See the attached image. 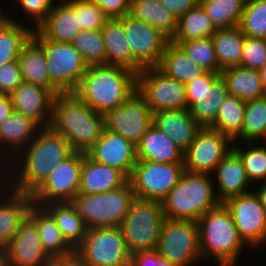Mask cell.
<instances>
[{
	"mask_svg": "<svg viewBox=\"0 0 266 266\" xmlns=\"http://www.w3.org/2000/svg\"><path fill=\"white\" fill-rule=\"evenodd\" d=\"M33 142L29 143L17 171L18 179L12 189L18 192L31 194L52 172V170L67 159L74 151L70 143L60 134L49 127L41 128ZM22 165V166H21ZM22 167V168H21ZM20 177V178H19Z\"/></svg>",
	"mask_w": 266,
	"mask_h": 266,
	"instance_id": "3",
	"label": "cell"
},
{
	"mask_svg": "<svg viewBox=\"0 0 266 266\" xmlns=\"http://www.w3.org/2000/svg\"><path fill=\"white\" fill-rule=\"evenodd\" d=\"M259 73H260V77L262 80L263 91H264L265 96H266V66L263 67L262 69H260Z\"/></svg>",
	"mask_w": 266,
	"mask_h": 266,
	"instance_id": "58",
	"label": "cell"
},
{
	"mask_svg": "<svg viewBox=\"0 0 266 266\" xmlns=\"http://www.w3.org/2000/svg\"><path fill=\"white\" fill-rule=\"evenodd\" d=\"M164 220L161 201L135 197L120 225L129 253L157 249Z\"/></svg>",
	"mask_w": 266,
	"mask_h": 266,
	"instance_id": "7",
	"label": "cell"
},
{
	"mask_svg": "<svg viewBox=\"0 0 266 266\" xmlns=\"http://www.w3.org/2000/svg\"><path fill=\"white\" fill-rule=\"evenodd\" d=\"M216 190L209 173L184 171L177 185L161 201L165 218L196 222L218 207Z\"/></svg>",
	"mask_w": 266,
	"mask_h": 266,
	"instance_id": "4",
	"label": "cell"
},
{
	"mask_svg": "<svg viewBox=\"0 0 266 266\" xmlns=\"http://www.w3.org/2000/svg\"><path fill=\"white\" fill-rule=\"evenodd\" d=\"M61 2L53 6L46 19L34 29L48 40L70 43L82 30L74 9L65 0Z\"/></svg>",
	"mask_w": 266,
	"mask_h": 266,
	"instance_id": "29",
	"label": "cell"
},
{
	"mask_svg": "<svg viewBox=\"0 0 266 266\" xmlns=\"http://www.w3.org/2000/svg\"><path fill=\"white\" fill-rule=\"evenodd\" d=\"M129 14L153 26L169 41L178 29V19L160 0H130Z\"/></svg>",
	"mask_w": 266,
	"mask_h": 266,
	"instance_id": "30",
	"label": "cell"
},
{
	"mask_svg": "<svg viewBox=\"0 0 266 266\" xmlns=\"http://www.w3.org/2000/svg\"><path fill=\"white\" fill-rule=\"evenodd\" d=\"M220 76L231 96L244 101L265 96L259 70L239 65L222 69Z\"/></svg>",
	"mask_w": 266,
	"mask_h": 266,
	"instance_id": "31",
	"label": "cell"
},
{
	"mask_svg": "<svg viewBox=\"0 0 266 266\" xmlns=\"http://www.w3.org/2000/svg\"><path fill=\"white\" fill-rule=\"evenodd\" d=\"M105 129L121 135L135 146L153 125V112L136 91L118 107L104 114Z\"/></svg>",
	"mask_w": 266,
	"mask_h": 266,
	"instance_id": "14",
	"label": "cell"
},
{
	"mask_svg": "<svg viewBox=\"0 0 266 266\" xmlns=\"http://www.w3.org/2000/svg\"><path fill=\"white\" fill-rule=\"evenodd\" d=\"M41 127L42 125L35 119L26 116L22 113L14 111L6 119V121H4L0 125V143L2 145H6L5 143H7L9 144V146H12V148L16 149L17 147L18 149H20L19 146H21L22 150L23 147H26L29 143H31L35 139L38 132L41 131L40 129ZM2 145L0 146V148L5 147Z\"/></svg>",
	"mask_w": 266,
	"mask_h": 266,
	"instance_id": "35",
	"label": "cell"
},
{
	"mask_svg": "<svg viewBox=\"0 0 266 266\" xmlns=\"http://www.w3.org/2000/svg\"><path fill=\"white\" fill-rule=\"evenodd\" d=\"M184 171V163L137 160L128 181L136 198L162 201Z\"/></svg>",
	"mask_w": 266,
	"mask_h": 266,
	"instance_id": "11",
	"label": "cell"
},
{
	"mask_svg": "<svg viewBox=\"0 0 266 266\" xmlns=\"http://www.w3.org/2000/svg\"><path fill=\"white\" fill-rule=\"evenodd\" d=\"M265 182V183H264ZM263 184L259 187V190L254 191L257 197L260 200L261 205L266 210V181H264Z\"/></svg>",
	"mask_w": 266,
	"mask_h": 266,
	"instance_id": "56",
	"label": "cell"
},
{
	"mask_svg": "<svg viewBox=\"0 0 266 266\" xmlns=\"http://www.w3.org/2000/svg\"><path fill=\"white\" fill-rule=\"evenodd\" d=\"M71 145L73 151L88 153L100 139L104 115L91 109L74 92L55 94L48 126Z\"/></svg>",
	"mask_w": 266,
	"mask_h": 266,
	"instance_id": "1",
	"label": "cell"
},
{
	"mask_svg": "<svg viewBox=\"0 0 266 266\" xmlns=\"http://www.w3.org/2000/svg\"><path fill=\"white\" fill-rule=\"evenodd\" d=\"M20 3L25 14L34 17L36 28L46 19L53 8V0H15Z\"/></svg>",
	"mask_w": 266,
	"mask_h": 266,
	"instance_id": "50",
	"label": "cell"
},
{
	"mask_svg": "<svg viewBox=\"0 0 266 266\" xmlns=\"http://www.w3.org/2000/svg\"><path fill=\"white\" fill-rule=\"evenodd\" d=\"M157 67L169 77L184 84L194 81L207 72L202 66L192 61L184 50L172 40L167 42Z\"/></svg>",
	"mask_w": 266,
	"mask_h": 266,
	"instance_id": "32",
	"label": "cell"
},
{
	"mask_svg": "<svg viewBox=\"0 0 266 266\" xmlns=\"http://www.w3.org/2000/svg\"><path fill=\"white\" fill-rule=\"evenodd\" d=\"M109 18H121L129 13L130 0H92Z\"/></svg>",
	"mask_w": 266,
	"mask_h": 266,
	"instance_id": "51",
	"label": "cell"
},
{
	"mask_svg": "<svg viewBox=\"0 0 266 266\" xmlns=\"http://www.w3.org/2000/svg\"><path fill=\"white\" fill-rule=\"evenodd\" d=\"M214 171L219 187L216 196L221 203L231 197L250 192L246 189L251 182L247 177L243 160L234 149L220 161Z\"/></svg>",
	"mask_w": 266,
	"mask_h": 266,
	"instance_id": "23",
	"label": "cell"
},
{
	"mask_svg": "<svg viewBox=\"0 0 266 266\" xmlns=\"http://www.w3.org/2000/svg\"><path fill=\"white\" fill-rule=\"evenodd\" d=\"M49 266H83L82 263L74 256L66 259H53Z\"/></svg>",
	"mask_w": 266,
	"mask_h": 266,
	"instance_id": "55",
	"label": "cell"
},
{
	"mask_svg": "<svg viewBox=\"0 0 266 266\" xmlns=\"http://www.w3.org/2000/svg\"><path fill=\"white\" fill-rule=\"evenodd\" d=\"M160 2L179 19L187 11L199 5L200 0H160Z\"/></svg>",
	"mask_w": 266,
	"mask_h": 266,
	"instance_id": "53",
	"label": "cell"
},
{
	"mask_svg": "<svg viewBox=\"0 0 266 266\" xmlns=\"http://www.w3.org/2000/svg\"><path fill=\"white\" fill-rule=\"evenodd\" d=\"M196 224L201 258L212 255L220 266H234L242 247L247 244L240 237L226 206L221 203L207 211Z\"/></svg>",
	"mask_w": 266,
	"mask_h": 266,
	"instance_id": "5",
	"label": "cell"
},
{
	"mask_svg": "<svg viewBox=\"0 0 266 266\" xmlns=\"http://www.w3.org/2000/svg\"><path fill=\"white\" fill-rule=\"evenodd\" d=\"M33 30L15 19L8 18L0 26V67L17 61L22 46L32 36Z\"/></svg>",
	"mask_w": 266,
	"mask_h": 266,
	"instance_id": "37",
	"label": "cell"
},
{
	"mask_svg": "<svg viewBox=\"0 0 266 266\" xmlns=\"http://www.w3.org/2000/svg\"><path fill=\"white\" fill-rule=\"evenodd\" d=\"M156 250L177 266L192 265L201 258L196 222L165 218Z\"/></svg>",
	"mask_w": 266,
	"mask_h": 266,
	"instance_id": "13",
	"label": "cell"
},
{
	"mask_svg": "<svg viewBox=\"0 0 266 266\" xmlns=\"http://www.w3.org/2000/svg\"><path fill=\"white\" fill-rule=\"evenodd\" d=\"M12 191V192H11ZM8 192H11L10 194ZM0 197V250H5L17 232L20 223L28 215L32 205L30 194L11 190Z\"/></svg>",
	"mask_w": 266,
	"mask_h": 266,
	"instance_id": "28",
	"label": "cell"
},
{
	"mask_svg": "<svg viewBox=\"0 0 266 266\" xmlns=\"http://www.w3.org/2000/svg\"><path fill=\"white\" fill-rule=\"evenodd\" d=\"M14 112L10 95L0 94V125Z\"/></svg>",
	"mask_w": 266,
	"mask_h": 266,
	"instance_id": "54",
	"label": "cell"
},
{
	"mask_svg": "<svg viewBox=\"0 0 266 266\" xmlns=\"http://www.w3.org/2000/svg\"><path fill=\"white\" fill-rule=\"evenodd\" d=\"M23 82L18 61L0 67V94L9 95Z\"/></svg>",
	"mask_w": 266,
	"mask_h": 266,
	"instance_id": "49",
	"label": "cell"
},
{
	"mask_svg": "<svg viewBox=\"0 0 266 266\" xmlns=\"http://www.w3.org/2000/svg\"><path fill=\"white\" fill-rule=\"evenodd\" d=\"M232 141L218 130L202 127L192 144L184 152V169L190 172L211 173L233 149ZM228 144V146H227Z\"/></svg>",
	"mask_w": 266,
	"mask_h": 266,
	"instance_id": "17",
	"label": "cell"
},
{
	"mask_svg": "<svg viewBox=\"0 0 266 266\" xmlns=\"http://www.w3.org/2000/svg\"><path fill=\"white\" fill-rule=\"evenodd\" d=\"M93 160L113 167L130 177L138 160L136 146L119 134L104 129L100 139L87 153Z\"/></svg>",
	"mask_w": 266,
	"mask_h": 266,
	"instance_id": "19",
	"label": "cell"
},
{
	"mask_svg": "<svg viewBox=\"0 0 266 266\" xmlns=\"http://www.w3.org/2000/svg\"><path fill=\"white\" fill-rule=\"evenodd\" d=\"M135 198L131 183L101 194H77L71 203L87 228L120 226Z\"/></svg>",
	"mask_w": 266,
	"mask_h": 266,
	"instance_id": "6",
	"label": "cell"
},
{
	"mask_svg": "<svg viewBox=\"0 0 266 266\" xmlns=\"http://www.w3.org/2000/svg\"><path fill=\"white\" fill-rule=\"evenodd\" d=\"M55 220L67 242L75 249L86 235L87 227L71 202H53L42 206Z\"/></svg>",
	"mask_w": 266,
	"mask_h": 266,
	"instance_id": "33",
	"label": "cell"
},
{
	"mask_svg": "<svg viewBox=\"0 0 266 266\" xmlns=\"http://www.w3.org/2000/svg\"><path fill=\"white\" fill-rule=\"evenodd\" d=\"M230 211L242 240L249 246L266 244V210L255 192L227 199L223 203Z\"/></svg>",
	"mask_w": 266,
	"mask_h": 266,
	"instance_id": "16",
	"label": "cell"
},
{
	"mask_svg": "<svg viewBox=\"0 0 266 266\" xmlns=\"http://www.w3.org/2000/svg\"><path fill=\"white\" fill-rule=\"evenodd\" d=\"M137 92L153 113L189 109L185 84L169 77L157 66L145 67L137 74Z\"/></svg>",
	"mask_w": 266,
	"mask_h": 266,
	"instance_id": "10",
	"label": "cell"
},
{
	"mask_svg": "<svg viewBox=\"0 0 266 266\" xmlns=\"http://www.w3.org/2000/svg\"><path fill=\"white\" fill-rule=\"evenodd\" d=\"M120 19L133 59L142 68L158 66L169 40L153 26L129 13Z\"/></svg>",
	"mask_w": 266,
	"mask_h": 266,
	"instance_id": "15",
	"label": "cell"
},
{
	"mask_svg": "<svg viewBox=\"0 0 266 266\" xmlns=\"http://www.w3.org/2000/svg\"><path fill=\"white\" fill-rule=\"evenodd\" d=\"M138 160L184 163V152L164 132L152 125L136 145Z\"/></svg>",
	"mask_w": 266,
	"mask_h": 266,
	"instance_id": "26",
	"label": "cell"
},
{
	"mask_svg": "<svg viewBox=\"0 0 266 266\" xmlns=\"http://www.w3.org/2000/svg\"><path fill=\"white\" fill-rule=\"evenodd\" d=\"M130 255L120 226L87 228L75 248L83 266H130Z\"/></svg>",
	"mask_w": 266,
	"mask_h": 266,
	"instance_id": "8",
	"label": "cell"
},
{
	"mask_svg": "<svg viewBox=\"0 0 266 266\" xmlns=\"http://www.w3.org/2000/svg\"><path fill=\"white\" fill-rule=\"evenodd\" d=\"M100 31L105 44L106 65L124 67L138 74L143 68L133 59L131 47L124 35L122 20L109 18Z\"/></svg>",
	"mask_w": 266,
	"mask_h": 266,
	"instance_id": "25",
	"label": "cell"
},
{
	"mask_svg": "<svg viewBox=\"0 0 266 266\" xmlns=\"http://www.w3.org/2000/svg\"><path fill=\"white\" fill-rule=\"evenodd\" d=\"M239 26L247 37L266 39V0H246Z\"/></svg>",
	"mask_w": 266,
	"mask_h": 266,
	"instance_id": "43",
	"label": "cell"
},
{
	"mask_svg": "<svg viewBox=\"0 0 266 266\" xmlns=\"http://www.w3.org/2000/svg\"><path fill=\"white\" fill-rule=\"evenodd\" d=\"M76 12L81 30H101L109 17L92 0H65Z\"/></svg>",
	"mask_w": 266,
	"mask_h": 266,
	"instance_id": "45",
	"label": "cell"
},
{
	"mask_svg": "<svg viewBox=\"0 0 266 266\" xmlns=\"http://www.w3.org/2000/svg\"><path fill=\"white\" fill-rule=\"evenodd\" d=\"M22 80L48 88L54 95L62 93L50 80L43 46L31 36L17 59Z\"/></svg>",
	"mask_w": 266,
	"mask_h": 266,
	"instance_id": "27",
	"label": "cell"
},
{
	"mask_svg": "<svg viewBox=\"0 0 266 266\" xmlns=\"http://www.w3.org/2000/svg\"><path fill=\"white\" fill-rule=\"evenodd\" d=\"M185 52V54L197 65L211 72H221V68L216 59L214 45L211 37L190 40L185 42H175Z\"/></svg>",
	"mask_w": 266,
	"mask_h": 266,
	"instance_id": "44",
	"label": "cell"
},
{
	"mask_svg": "<svg viewBox=\"0 0 266 266\" xmlns=\"http://www.w3.org/2000/svg\"><path fill=\"white\" fill-rule=\"evenodd\" d=\"M10 266H49L53 259L44 250L36 224L28 217L5 249Z\"/></svg>",
	"mask_w": 266,
	"mask_h": 266,
	"instance_id": "18",
	"label": "cell"
},
{
	"mask_svg": "<svg viewBox=\"0 0 266 266\" xmlns=\"http://www.w3.org/2000/svg\"><path fill=\"white\" fill-rule=\"evenodd\" d=\"M137 91V73L120 66H88L74 93L91 109L105 114Z\"/></svg>",
	"mask_w": 266,
	"mask_h": 266,
	"instance_id": "2",
	"label": "cell"
},
{
	"mask_svg": "<svg viewBox=\"0 0 266 266\" xmlns=\"http://www.w3.org/2000/svg\"><path fill=\"white\" fill-rule=\"evenodd\" d=\"M161 258L156 249L138 251L130 255V266H156Z\"/></svg>",
	"mask_w": 266,
	"mask_h": 266,
	"instance_id": "52",
	"label": "cell"
},
{
	"mask_svg": "<svg viewBox=\"0 0 266 266\" xmlns=\"http://www.w3.org/2000/svg\"><path fill=\"white\" fill-rule=\"evenodd\" d=\"M211 38L216 59L221 69L241 66L245 35L240 26L217 28Z\"/></svg>",
	"mask_w": 266,
	"mask_h": 266,
	"instance_id": "34",
	"label": "cell"
},
{
	"mask_svg": "<svg viewBox=\"0 0 266 266\" xmlns=\"http://www.w3.org/2000/svg\"><path fill=\"white\" fill-rule=\"evenodd\" d=\"M156 266H177L175 263L171 262L170 260L161 258Z\"/></svg>",
	"mask_w": 266,
	"mask_h": 266,
	"instance_id": "59",
	"label": "cell"
},
{
	"mask_svg": "<svg viewBox=\"0 0 266 266\" xmlns=\"http://www.w3.org/2000/svg\"><path fill=\"white\" fill-rule=\"evenodd\" d=\"M27 216L36 224L42 246L52 259L75 256V249L67 242L55 220L43 207L32 204Z\"/></svg>",
	"mask_w": 266,
	"mask_h": 266,
	"instance_id": "24",
	"label": "cell"
},
{
	"mask_svg": "<svg viewBox=\"0 0 266 266\" xmlns=\"http://www.w3.org/2000/svg\"><path fill=\"white\" fill-rule=\"evenodd\" d=\"M242 158L247 177L251 182L264 181L266 179V147L253 145L246 151L242 148L232 147ZM266 181V180H265Z\"/></svg>",
	"mask_w": 266,
	"mask_h": 266,
	"instance_id": "46",
	"label": "cell"
},
{
	"mask_svg": "<svg viewBox=\"0 0 266 266\" xmlns=\"http://www.w3.org/2000/svg\"><path fill=\"white\" fill-rule=\"evenodd\" d=\"M216 29L205 10L199 4L178 19L177 33L172 41L185 42L211 37Z\"/></svg>",
	"mask_w": 266,
	"mask_h": 266,
	"instance_id": "36",
	"label": "cell"
},
{
	"mask_svg": "<svg viewBox=\"0 0 266 266\" xmlns=\"http://www.w3.org/2000/svg\"><path fill=\"white\" fill-rule=\"evenodd\" d=\"M246 101L228 95L220 105L215 122L210 126L228 137L232 143L240 137Z\"/></svg>",
	"mask_w": 266,
	"mask_h": 266,
	"instance_id": "38",
	"label": "cell"
},
{
	"mask_svg": "<svg viewBox=\"0 0 266 266\" xmlns=\"http://www.w3.org/2000/svg\"><path fill=\"white\" fill-rule=\"evenodd\" d=\"M266 138V96L246 101L240 139L246 142Z\"/></svg>",
	"mask_w": 266,
	"mask_h": 266,
	"instance_id": "41",
	"label": "cell"
},
{
	"mask_svg": "<svg viewBox=\"0 0 266 266\" xmlns=\"http://www.w3.org/2000/svg\"><path fill=\"white\" fill-rule=\"evenodd\" d=\"M219 77L220 73L207 71L201 77L195 79L194 81L186 83L185 89L188 108L199 101V98L202 97L205 92L212 87L213 83Z\"/></svg>",
	"mask_w": 266,
	"mask_h": 266,
	"instance_id": "48",
	"label": "cell"
},
{
	"mask_svg": "<svg viewBox=\"0 0 266 266\" xmlns=\"http://www.w3.org/2000/svg\"><path fill=\"white\" fill-rule=\"evenodd\" d=\"M32 36L43 46L51 82L62 92H74L88 65L81 53L69 42L46 39L38 30Z\"/></svg>",
	"mask_w": 266,
	"mask_h": 266,
	"instance_id": "9",
	"label": "cell"
},
{
	"mask_svg": "<svg viewBox=\"0 0 266 266\" xmlns=\"http://www.w3.org/2000/svg\"><path fill=\"white\" fill-rule=\"evenodd\" d=\"M82 55L85 63L106 65V50L100 30H82L70 42Z\"/></svg>",
	"mask_w": 266,
	"mask_h": 266,
	"instance_id": "42",
	"label": "cell"
},
{
	"mask_svg": "<svg viewBox=\"0 0 266 266\" xmlns=\"http://www.w3.org/2000/svg\"><path fill=\"white\" fill-rule=\"evenodd\" d=\"M241 66L255 70L266 66V39L245 36Z\"/></svg>",
	"mask_w": 266,
	"mask_h": 266,
	"instance_id": "47",
	"label": "cell"
},
{
	"mask_svg": "<svg viewBox=\"0 0 266 266\" xmlns=\"http://www.w3.org/2000/svg\"><path fill=\"white\" fill-rule=\"evenodd\" d=\"M128 178L118 169L93 160L84 153L78 194H101L120 188Z\"/></svg>",
	"mask_w": 266,
	"mask_h": 266,
	"instance_id": "22",
	"label": "cell"
},
{
	"mask_svg": "<svg viewBox=\"0 0 266 266\" xmlns=\"http://www.w3.org/2000/svg\"><path fill=\"white\" fill-rule=\"evenodd\" d=\"M9 95L14 111L35 119L43 127L49 126L54 94L48 88L23 81Z\"/></svg>",
	"mask_w": 266,
	"mask_h": 266,
	"instance_id": "20",
	"label": "cell"
},
{
	"mask_svg": "<svg viewBox=\"0 0 266 266\" xmlns=\"http://www.w3.org/2000/svg\"><path fill=\"white\" fill-rule=\"evenodd\" d=\"M153 125L171 138L183 152L192 144L202 128L191 115L190 109L155 112Z\"/></svg>",
	"mask_w": 266,
	"mask_h": 266,
	"instance_id": "21",
	"label": "cell"
},
{
	"mask_svg": "<svg viewBox=\"0 0 266 266\" xmlns=\"http://www.w3.org/2000/svg\"><path fill=\"white\" fill-rule=\"evenodd\" d=\"M216 28L239 26L244 12L246 0H200Z\"/></svg>",
	"mask_w": 266,
	"mask_h": 266,
	"instance_id": "40",
	"label": "cell"
},
{
	"mask_svg": "<svg viewBox=\"0 0 266 266\" xmlns=\"http://www.w3.org/2000/svg\"><path fill=\"white\" fill-rule=\"evenodd\" d=\"M228 95L226 84L220 76L199 101L189 108L191 115L201 127H210L216 120L220 105Z\"/></svg>",
	"mask_w": 266,
	"mask_h": 266,
	"instance_id": "39",
	"label": "cell"
},
{
	"mask_svg": "<svg viewBox=\"0 0 266 266\" xmlns=\"http://www.w3.org/2000/svg\"><path fill=\"white\" fill-rule=\"evenodd\" d=\"M84 153L73 152L30 194L32 204L71 202L79 192Z\"/></svg>",
	"mask_w": 266,
	"mask_h": 266,
	"instance_id": "12",
	"label": "cell"
},
{
	"mask_svg": "<svg viewBox=\"0 0 266 266\" xmlns=\"http://www.w3.org/2000/svg\"><path fill=\"white\" fill-rule=\"evenodd\" d=\"M0 266H10L5 250H0Z\"/></svg>",
	"mask_w": 266,
	"mask_h": 266,
	"instance_id": "57",
	"label": "cell"
},
{
	"mask_svg": "<svg viewBox=\"0 0 266 266\" xmlns=\"http://www.w3.org/2000/svg\"><path fill=\"white\" fill-rule=\"evenodd\" d=\"M3 14H1V12H0V26L2 25V23L6 20V19H8L6 16L7 15H5V16H2Z\"/></svg>",
	"mask_w": 266,
	"mask_h": 266,
	"instance_id": "60",
	"label": "cell"
}]
</instances>
